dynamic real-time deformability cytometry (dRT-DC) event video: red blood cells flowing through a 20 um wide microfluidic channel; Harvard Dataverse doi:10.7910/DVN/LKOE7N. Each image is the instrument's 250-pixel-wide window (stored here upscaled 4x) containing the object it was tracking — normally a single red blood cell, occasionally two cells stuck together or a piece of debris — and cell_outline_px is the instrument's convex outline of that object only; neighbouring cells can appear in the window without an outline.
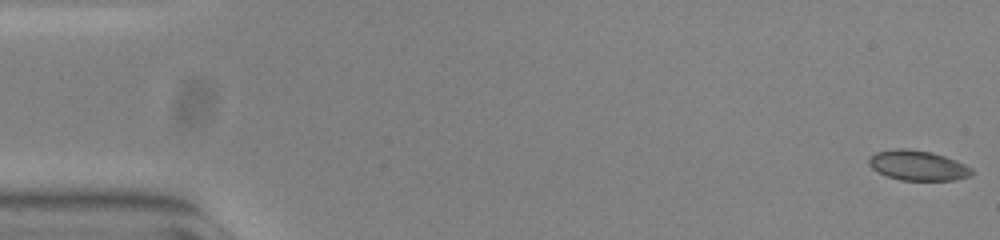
{"species": "common noctule bat (a hibernating species)", "species_latin": "Nyctalus noctula", "temperature_condition": "warm", "stored_images_in_passage": 54, "camera_frame_rate_fps": 3000, "um_per_image_px": 0.085, "animal": {"sex": "female", "body_mass_g": 23.0, "forearm_length_mm": 53.4}, "frame": {"image": 1, "passage_image": 1, "time_ms": 0.0, "image_size_px": [1000, 240], "cell_outline_px": [[972, 176], [956, 180], [900, 180], [876, 172], [868, 164], [868, 160], [876, 152], [896, 148], [908, 148], [932, 152], [956, 160], [972, 168]], "centroid_in_image_um": [78.02, 14.06], "position_along_channel_um": 7.0, "area_um2": 18.09}}
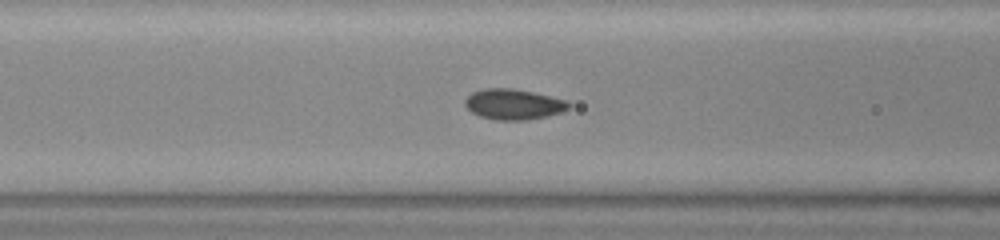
{"frame": {"image": 2, "passage_image": 22, "time_ms": 7.0, "image_size_px": [1000, 240], "cell_outline_px": [[572, 104], [564, 112], [548, 116], [524, 120], [496, 120], [480, 116], [472, 112], [464, 104], [464, 100], [472, 92], [484, 88], [512, 88], [532, 92], [568, 100]], "centroid_in_image_um": [43.67, 8.86], "position_along_channel_um": 122.9, "area_um2": 18.55}}
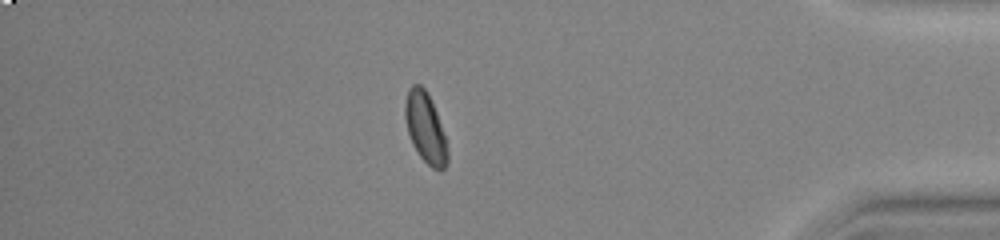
{"frame": {"image": 3, "passage_image": 47, "time_ms": 15.333, "image_size_px": [1000, 240], "cell_outline_px": [[448, 160], [444, 168], [440, 172], [432, 168], [420, 156], [412, 144], [408, 132], [404, 116], [404, 104], [408, 88], [412, 84], [420, 84], [428, 92], [432, 100], [444, 136], [448, 152]], "centroid_in_image_um": [36.14, 10.84], "position_along_channel_um": 399.1, "area_um2": 17.4}}